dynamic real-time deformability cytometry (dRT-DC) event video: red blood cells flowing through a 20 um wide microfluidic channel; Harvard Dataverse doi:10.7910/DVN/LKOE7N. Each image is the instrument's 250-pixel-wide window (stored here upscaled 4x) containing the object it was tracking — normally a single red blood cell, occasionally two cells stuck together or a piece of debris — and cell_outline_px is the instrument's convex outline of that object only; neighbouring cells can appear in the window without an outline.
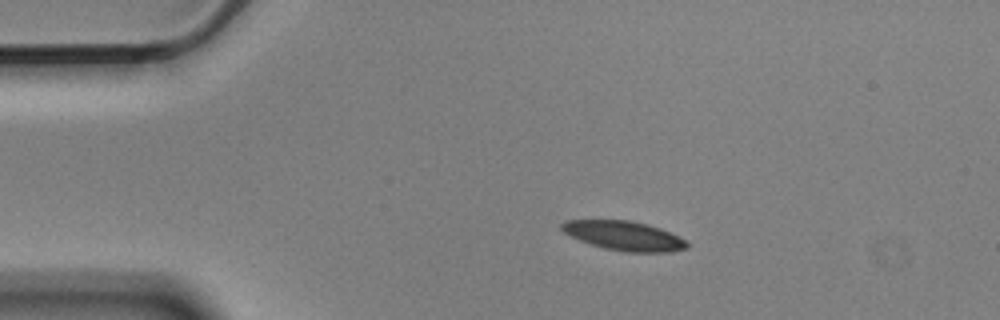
{"species": "Egyptian fruit bat (a non-hibernating species)", "species_latin": "Rousettus aegyptiacus", "temperature_condition": "cold", "stored_images_in_passage": 3, "camera_frame_rate_fps": 3000, "um_per_image_px": 0.085, "animal": {"sex": "male"}, "frame": {"image": 1, "passage_image": 2, "time_ms": 0.333, "image_size_px": [1000, 320], "cell_outline_px": [[688, 248], [668, 252], [624, 252], [604, 248], [580, 240], [564, 232], [560, 228], [560, 224], [564, 220], [628, 220], [648, 224], [660, 228], [680, 236], [688, 240]], "centroid_in_image_um": [53.08, 20.04], "position_along_channel_um": 31.9, "area_um2": 21.5}}